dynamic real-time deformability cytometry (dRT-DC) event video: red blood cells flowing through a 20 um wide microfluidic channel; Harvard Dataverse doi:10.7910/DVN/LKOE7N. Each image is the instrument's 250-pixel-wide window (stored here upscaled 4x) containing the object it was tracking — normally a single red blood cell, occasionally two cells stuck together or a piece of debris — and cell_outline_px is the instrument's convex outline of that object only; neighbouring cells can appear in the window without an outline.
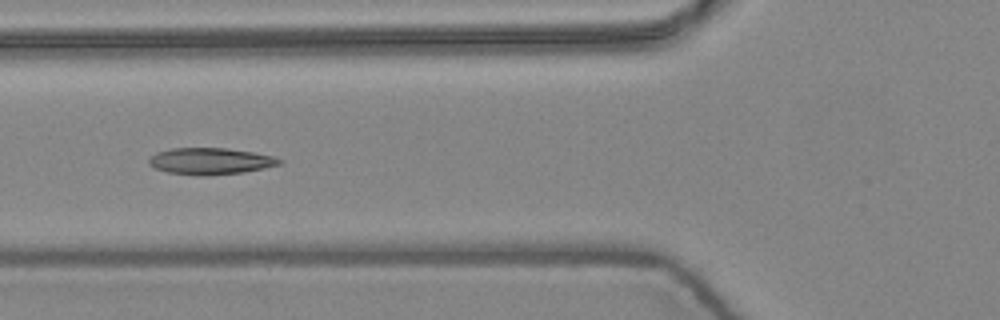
{"species": "common noctule bat (a hibernating species)", "species_latin": "Nyctalus noctula", "temperature_condition": "warm", "stored_images_in_passage": 6, "camera_frame_rate_fps": 3000, "um_per_image_px": 0.085, "animal": {"sex": "female", "body_mass_g": 24.6, "forearm_length_mm": 56.2}, "frame": {"image": 1, "passage_image": 6, "time_ms": 1.667, "image_size_px": [1000, 320], "cell_outline_px": [[284, 160], [280, 164], [264, 168], [244, 172], [208, 176], [196, 176], [168, 172], [152, 168], [148, 164], [148, 160], [156, 152], [172, 148], [228, 148], [252, 152], [272, 156]], "centroid_in_image_um": [17.85, 13.71], "position_along_channel_um": 107.9, "area_um2": 20.4}}